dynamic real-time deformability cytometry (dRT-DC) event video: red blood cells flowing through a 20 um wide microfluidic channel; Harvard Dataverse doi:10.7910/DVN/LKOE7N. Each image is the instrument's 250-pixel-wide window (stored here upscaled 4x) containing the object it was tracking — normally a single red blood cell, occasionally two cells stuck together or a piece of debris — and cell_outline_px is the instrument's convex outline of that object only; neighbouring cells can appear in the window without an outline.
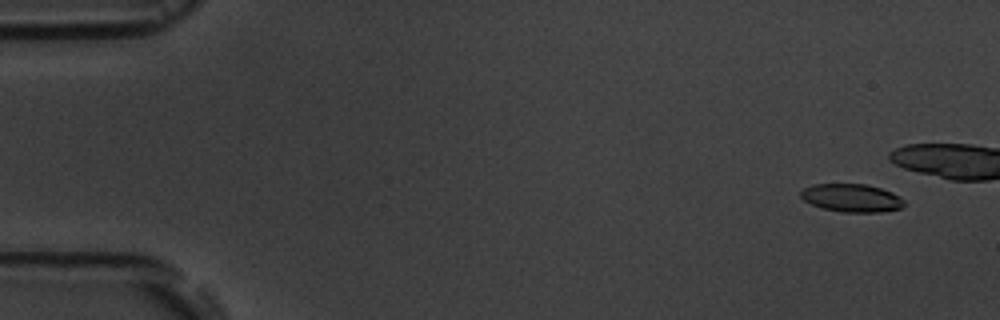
{"species": "common noctule bat (a hibernating species)", "species_latin": "Nyctalus noctula", "temperature_condition": "room temperature", "stored_images_in_passage": 8, "camera_frame_rate_fps": 3000, "um_per_image_px": 0.085, "animal": {"sex": "male", "body_mass_g": 19.5, "forearm_length_mm": 54.6}, "frame": {"image": 1, "passage_image": 2, "time_ms": 1.0, "image_size_px": [1000, 320], "cell_outline_px": [[904, 204], [900, 208], [880, 212], [840, 212], [820, 208], [804, 200], [800, 196], [800, 192], [804, 188], [812, 184], [864, 184], [880, 188], [892, 192], [900, 196], [904, 200]], "centroid_in_image_um": [72.37, 16.82], "position_along_channel_um": 12.6, "area_um2": 16.94}}
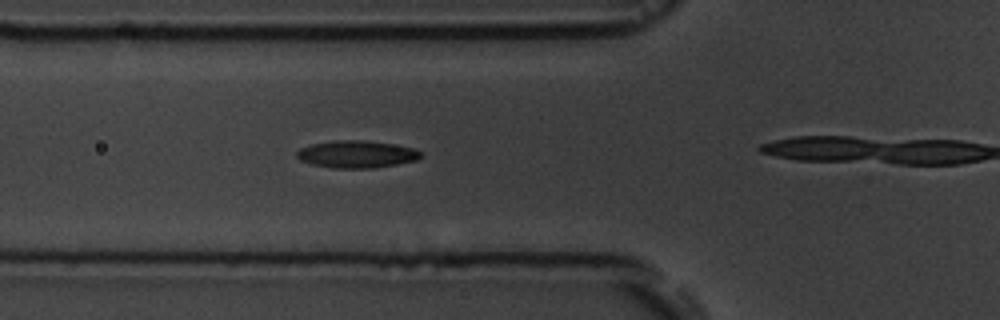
{"frame": {"image": 2, "passage_image": 7, "time_ms": 6.667, "image_size_px": [1000, 320], "cell_outline_px": [[420, 156], [416, 160], [396, 164], [372, 168], [332, 168], [312, 164], [300, 160], [296, 156], [296, 152], [300, 148], [312, 144], [332, 140], [364, 140], [412, 148], [420, 152]], "centroid_in_image_um": [30.24, 13.11], "position_along_channel_um": 95.6, "area_um2": 19.42}}